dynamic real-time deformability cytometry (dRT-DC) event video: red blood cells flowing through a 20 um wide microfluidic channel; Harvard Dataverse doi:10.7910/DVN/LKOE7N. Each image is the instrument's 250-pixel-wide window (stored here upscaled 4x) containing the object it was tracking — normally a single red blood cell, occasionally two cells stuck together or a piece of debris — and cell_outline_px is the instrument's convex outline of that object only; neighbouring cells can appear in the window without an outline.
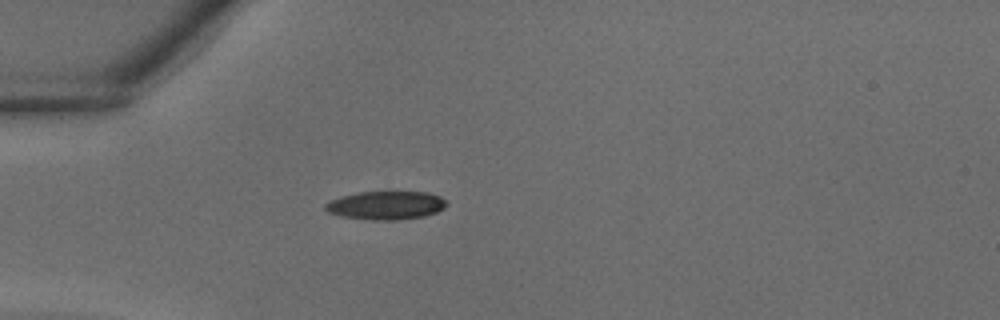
{"species": "common noctule bat (a hibernating species)", "species_latin": "Nyctalus noctula", "temperature_condition": "warm", "stored_images_in_passage": 28, "camera_frame_rate_fps": 3000, "um_per_image_px": 0.085, "animal": {"sex": "male", "body_mass_g": 18.8}, "frame": {"image": 1, "passage_image": 1, "time_ms": 0.0, "image_size_px": [1000, 320], "cell_outline_px": [[448, 204], [444, 208], [436, 212], [424, 216], [392, 220], [372, 220], [344, 216], [328, 212], [324, 208], [324, 204], [340, 196], [356, 192], [424, 192], [440, 196]], "centroid_in_image_um": [32.8, 17.44], "position_along_channel_um": 52.2, "area_um2": 19.88}}
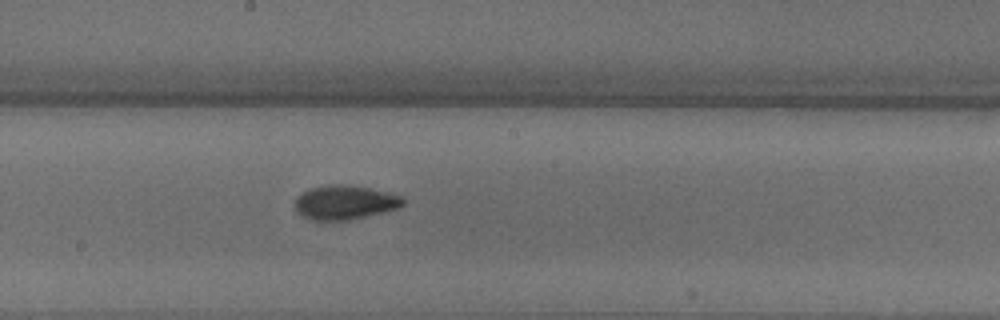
{"frame": {"image": 2, "passage_image": 11, "time_ms": 3.333, "image_size_px": [1000, 320], "cell_outline_px": [[404, 204], [400, 208], [348, 220], [316, 220], [304, 216], [296, 212], [296, 196], [312, 188], [328, 184], [348, 184], [368, 188], [400, 196], [404, 200]], "centroid_in_image_um": [29.31, 17.2], "position_along_channel_um": 218.9, "area_um2": 21.21}}
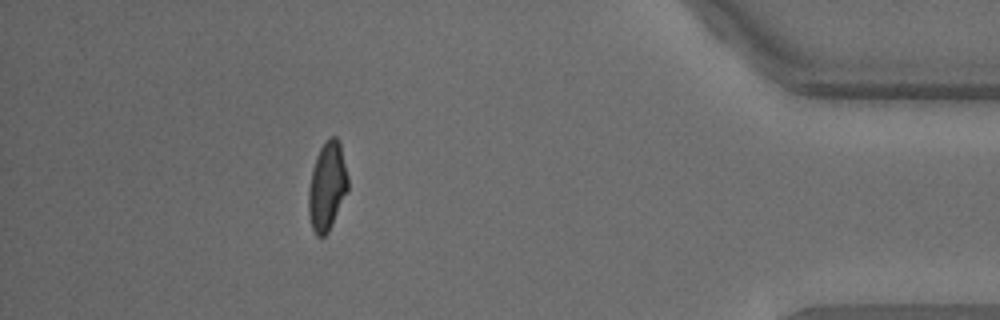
{"frame": {"image": 3, "passage_image": 24, "time_ms": 7.667, "image_size_px": [1000, 320], "cell_outline_px": [[348, 188], [328, 232], [324, 236], [316, 236], [312, 228], [308, 212], [308, 188], [312, 168], [316, 156], [320, 148], [332, 136], [336, 136], [340, 144], [348, 176]], "centroid_in_image_um": [27.78, 15.84], "position_along_channel_um": 407.4, "area_um2": 20.06}}